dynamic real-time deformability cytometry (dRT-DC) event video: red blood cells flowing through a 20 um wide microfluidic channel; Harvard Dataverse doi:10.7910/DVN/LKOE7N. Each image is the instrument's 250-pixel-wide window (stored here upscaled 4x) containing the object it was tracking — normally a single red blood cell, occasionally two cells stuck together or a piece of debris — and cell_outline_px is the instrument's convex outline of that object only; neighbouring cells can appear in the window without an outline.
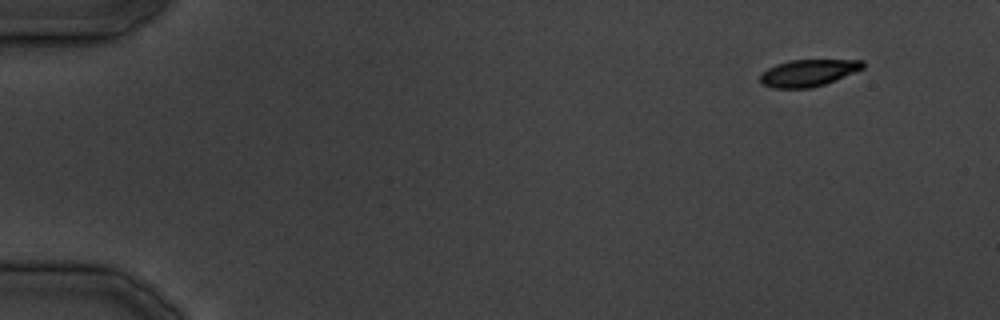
{"species": "common noctule bat (a hibernating species)", "species_latin": "Nyctalus noctula", "temperature_condition": "cold", "stored_images_in_passage": 34, "camera_frame_rate_fps": 3000, "um_per_image_px": 0.085, "animal": {"sex": "male", "body_mass_g": 19.5, "forearm_length_mm": 54.6}, "frame": {"image": 1, "passage_image": 1, "time_ms": 0.0, "image_size_px": [1000, 320], "cell_outline_px": [[864, 68], [836, 80], [812, 88], [772, 88], [760, 84], [760, 72], [776, 64], [792, 60], [864, 60]], "centroid_in_image_um": [68.67, 6.2], "position_along_channel_um": 16.3, "area_um2": 16.18}}
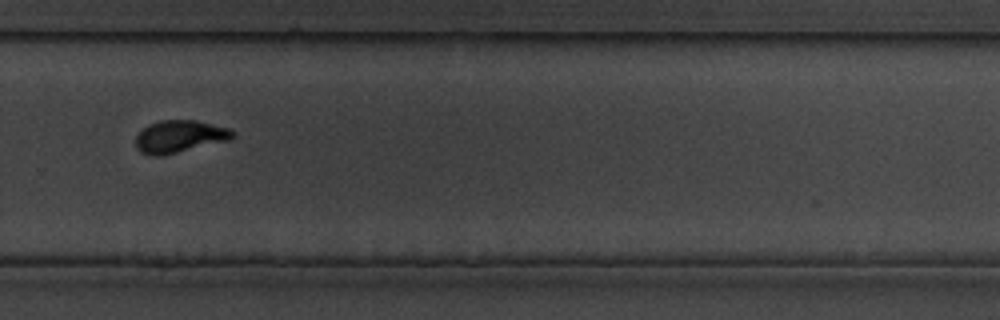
{"frame": {"image": 2, "passage_image": 24, "time_ms": 28.0, "image_size_px": [1000, 320], "cell_outline_px": [[236, 136], [228, 140], [164, 156], [156, 156], [140, 152], [136, 148], [136, 136], [148, 124], [160, 120], [196, 120], [228, 128], [236, 132]], "centroid_in_image_um": [15.27, 11.6], "position_along_channel_um": 314.5, "area_um2": 18.32}}
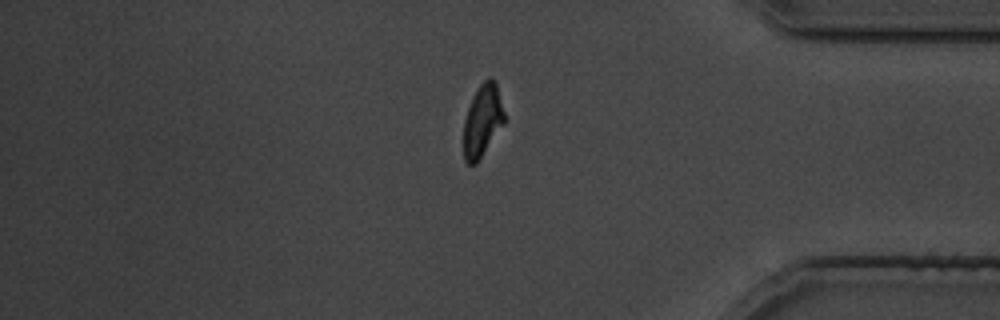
{"frame": {"image": 3, "passage_image": 29, "time_ms": 34.667, "image_size_px": [1000, 320], "cell_outline_px": [[504, 124], [476, 164], [468, 164], [464, 160], [464, 120], [472, 96], [480, 84], [488, 76], [492, 76], [496, 80], [504, 112]], "centroid_in_image_um": [41.02, 10.21], "position_along_channel_um": 394.2, "area_um2": 17.22}}